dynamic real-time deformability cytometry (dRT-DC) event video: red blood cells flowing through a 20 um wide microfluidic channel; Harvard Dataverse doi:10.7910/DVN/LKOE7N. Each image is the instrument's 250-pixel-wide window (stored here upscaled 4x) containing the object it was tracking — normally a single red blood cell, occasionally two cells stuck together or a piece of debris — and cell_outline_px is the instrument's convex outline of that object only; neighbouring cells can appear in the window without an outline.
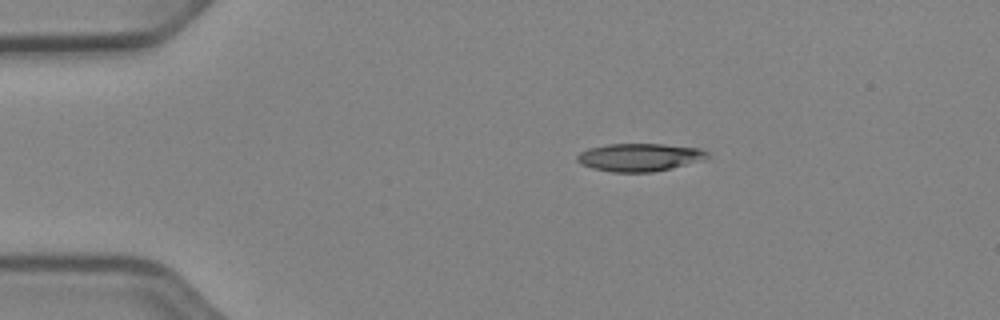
{"species": "Egyptian fruit bat (a non-hibernating species)", "species_latin": "Rousettus aegyptiacus", "temperature_condition": "cold", "stored_images_in_passage": 37, "camera_frame_rate_fps": 3000, "um_per_image_px": 0.085, "animal": {"sex": "female"}, "frame": {"image": 1, "passage_image": 1, "time_ms": 0.0, "image_size_px": [1000, 320], "cell_outline_px": [[708, 156], [704, 160], [672, 168], [652, 172], [612, 172], [592, 168], [576, 160], [576, 156], [580, 152], [588, 148], [608, 144], [664, 144], [700, 148], [708, 152]], "centroid_in_image_um": [54.38, 13.36], "position_along_channel_um": 30.6, "area_um2": 21.15}}
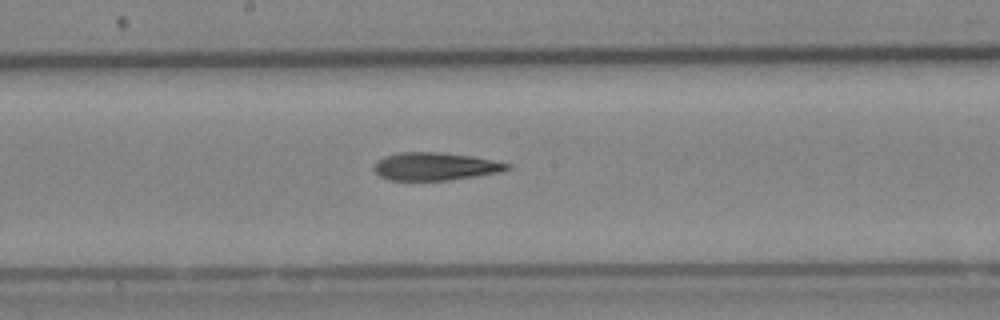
{"frame": {"image": 2, "passage_image": 19, "time_ms": 6.0, "image_size_px": [1000, 320], "cell_outline_px": [[512, 168], [500, 172], [448, 180], [392, 180], [380, 176], [372, 168], [384, 156], [400, 152], [440, 152], [472, 156], [512, 164]], "centroid_in_image_um": [37.02, 14.14], "position_along_channel_um": 211.2, "area_um2": 21.44}}
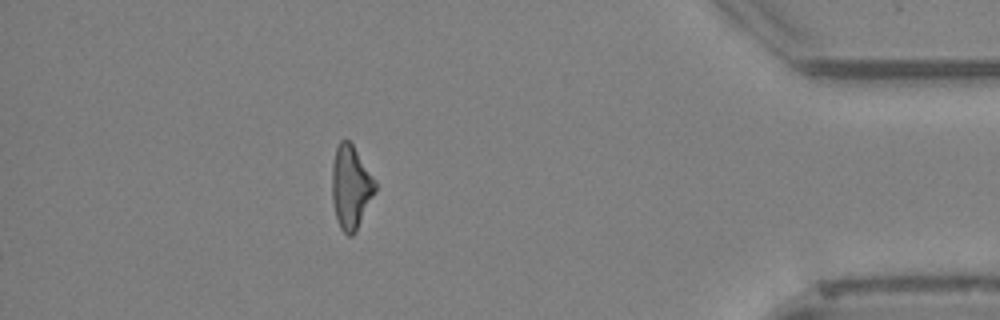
{"frame": {"image": 3, "passage_image": 37, "time_ms": 12.0, "image_size_px": [1000, 320], "cell_outline_px": [[376, 188], [356, 232], [352, 236], [348, 236], [340, 228], [336, 216], [332, 200], [332, 164], [336, 148], [340, 140], [348, 140], [352, 144], [376, 180]], "centroid_in_image_um": [29.81, 15.9], "position_along_channel_um": 405.4, "area_um2": 20.81}, "authors_computed_cell_mechanics": {"area_um2": 21.5016, "velocity_mm_per_s": 3.9677, "shape_relaxation_time_tau1_ms": 8.0261, "shape_relaxation_time_tau2_ms": 6.6862, "deformation_change_tau1": 0.2181, "deformation_change_tau2": 0.2205}}